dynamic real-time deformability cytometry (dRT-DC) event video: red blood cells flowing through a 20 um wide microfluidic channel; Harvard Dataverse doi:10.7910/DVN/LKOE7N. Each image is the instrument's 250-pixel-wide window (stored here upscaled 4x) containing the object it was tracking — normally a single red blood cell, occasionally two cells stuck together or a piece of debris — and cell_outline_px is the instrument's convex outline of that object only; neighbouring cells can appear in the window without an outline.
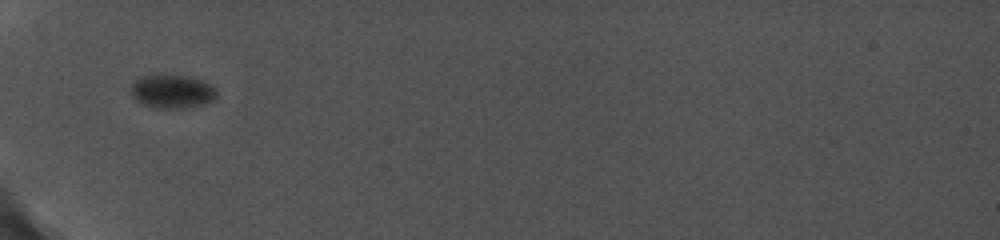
{"species": "common noctule bat (a hibernating species)", "species_latin": "Nyctalus noctula", "temperature_condition": "cold", "stored_images_in_passage": 3, "camera_frame_rate_fps": 5000, "um_per_image_px": 0.085, "animal": {"sex": "female", "body_mass_g": 19.0, "forearm_length_mm": 56.7}, "frame": {"image": 1, "passage_image": 1, "time_ms": 0.0, "image_size_px": [1000, 240], "cell_outline_px": [[216, 96], [212, 100], [204, 104], [188, 108], [156, 108], [144, 104], [136, 100], [132, 92], [132, 80], [140, 76], [160, 72], [192, 76], [212, 84], [216, 88]], "centroid_in_image_um": [14.64, 7.71], "position_along_channel_um": 70.4, "area_um2": 17.46}}